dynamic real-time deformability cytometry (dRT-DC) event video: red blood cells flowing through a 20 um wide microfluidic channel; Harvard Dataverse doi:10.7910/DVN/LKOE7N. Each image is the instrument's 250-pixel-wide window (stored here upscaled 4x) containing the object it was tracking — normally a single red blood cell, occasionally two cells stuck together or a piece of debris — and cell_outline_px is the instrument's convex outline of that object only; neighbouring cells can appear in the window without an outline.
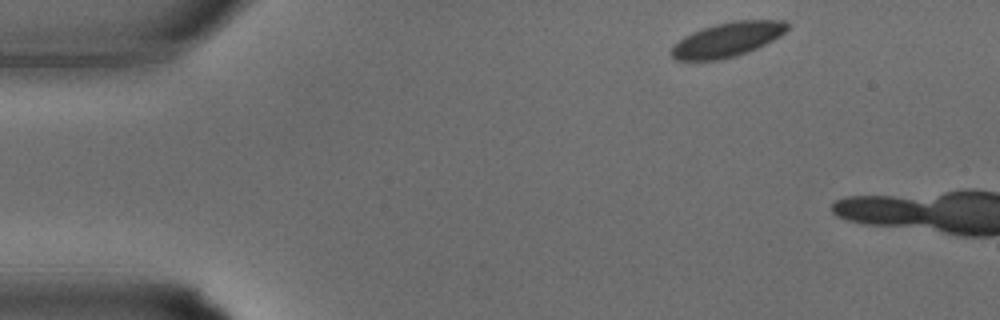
{"species": "common noctule bat (a hibernating species)", "species_latin": "Nyctalus noctula", "temperature_condition": "warm", "stored_images_in_passage": 3, "camera_frame_rate_fps": 3000, "um_per_image_px": 0.085, "animal": {"sex": "male", "body_mass_g": 15.6}, "frame": {"image": 1, "passage_image": 1, "time_ms": 0.0, "image_size_px": [1000, 320], "cell_outline_px": [[788, 28], [780, 36], [756, 48], [732, 56], [716, 60], [676, 60], [668, 52], [684, 36], [692, 32], [716, 24], [732, 20], [784, 20], [788, 24]], "centroid_in_image_um": [61.81, 3.35], "position_along_channel_um": 23.2, "area_um2": 22.83}}